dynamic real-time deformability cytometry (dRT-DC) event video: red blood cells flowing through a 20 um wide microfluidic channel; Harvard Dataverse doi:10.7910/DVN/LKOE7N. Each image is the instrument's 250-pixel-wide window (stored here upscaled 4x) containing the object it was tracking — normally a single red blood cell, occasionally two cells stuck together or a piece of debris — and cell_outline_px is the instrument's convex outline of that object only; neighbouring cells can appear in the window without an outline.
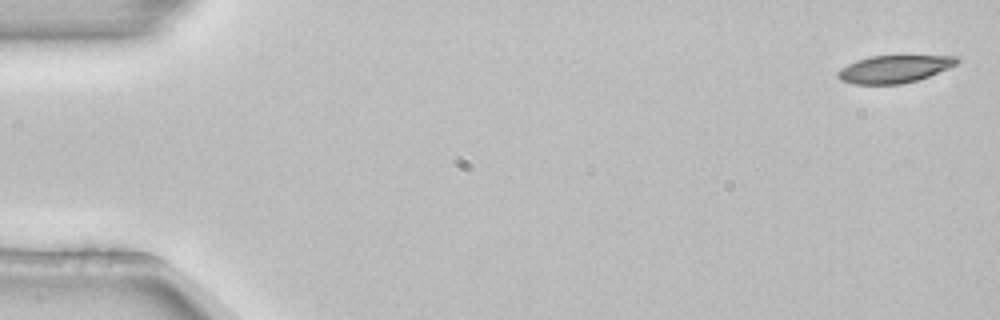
{"species": "common noctule bat (a hibernating species)", "species_latin": "Nyctalus noctula", "temperature_condition": "room temperature", "stored_images_in_passage": 4, "camera_frame_rate_fps": 3000, "um_per_image_px": 0.085, "animal": {"sex": "female", "body_mass_g": 22.7, "forearm_length_mm": 54.2}, "frame": {"image": 1, "passage_image": 1, "time_ms": 0.0, "image_size_px": [1000, 320], "cell_outline_px": [[960, 60], [956, 64], [948, 68], [928, 76], [916, 80], [900, 84], [856, 84], [840, 80], [836, 76], [836, 72], [840, 68], [856, 60], [872, 56], [956, 56]], "centroid_in_image_um": [75.96, 5.87], "position_along_channel_um": 9.0, "area_um2": 18.9}}
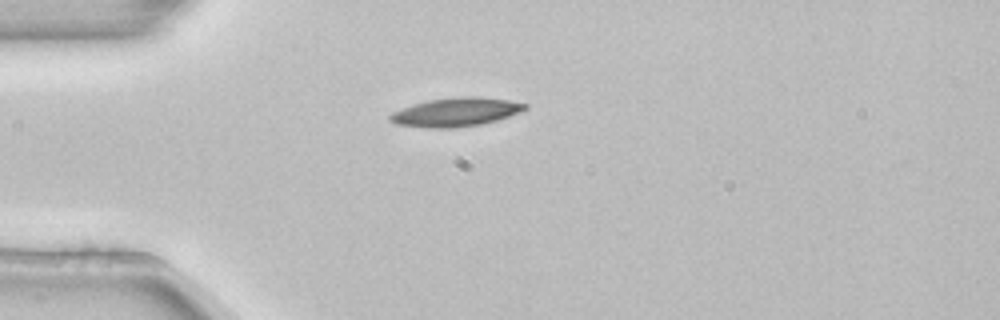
{"frame": {"image": 2, "passage_image": 4, "time_ms": 1.0, "image_size_px": [1000, 320], "cell_outline_px": [[528, 108], [508, 116], [496, 120], [480, 124], [452, 128], [428, 128], [396, 124], [388, 120], [388, 116], [392, 112], [416, 104], [432, 100], [464, 96], [480, 96], [508, 100], [528, 104]], "centroid_in_image_um": [38.75, 9.53], "position_along_channel_um": 46.2, "area_um2": 22.25}}